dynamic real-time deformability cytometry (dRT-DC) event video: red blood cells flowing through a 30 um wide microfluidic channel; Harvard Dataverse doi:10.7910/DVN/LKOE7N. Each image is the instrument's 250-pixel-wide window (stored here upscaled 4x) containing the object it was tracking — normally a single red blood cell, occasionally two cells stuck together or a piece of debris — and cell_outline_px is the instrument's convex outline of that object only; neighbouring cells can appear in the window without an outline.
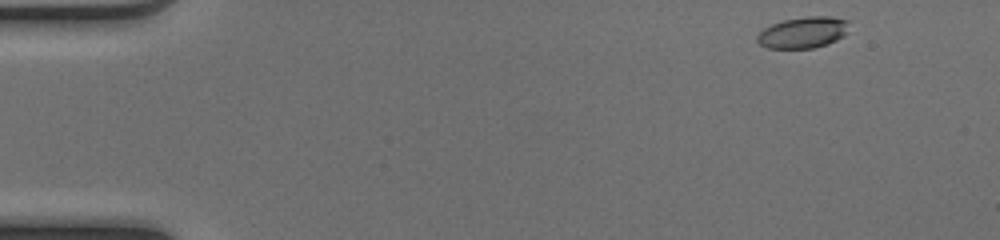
{"species": "common noctule bat (a hibernating species)", "species_latin": "Nyctalus noctula", "temperature_condition": "cold", "stored_images_in_passage": 47, "camera_frame_rate_fps": 3000, "um_per_image_px": 0.085, "animal": {"sex": "female", "body_mass_g": 17.0, "forearm_length_mm": 48.0}, "frame": {"image": 1, "passage_image": 1, "time_ms": 0.0, "image_size_px": [1000, 240], "cell_outline_px": [[848, 32], [844, 36], [828, 44], [812, 48], [768, 48], [760, 44], [756, 40], [756, 36], [764, 28], [772, 24], [784, 20], [808, 16], [832, 16], [848, 20]], "centroid_in_image_um": [68.29, 2.76], "position_along_channel_um": 16.7, "area_um2": 16.82}}
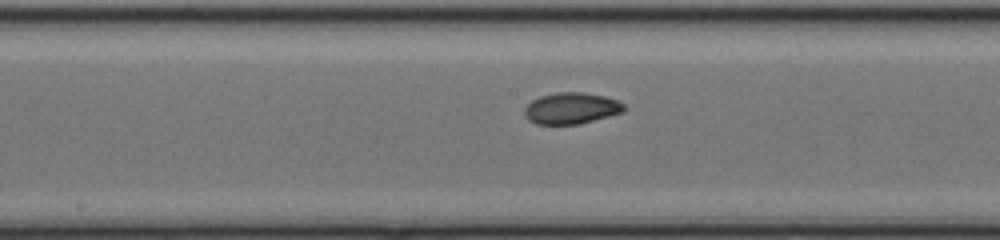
{"frame": {"image": 2, "passage_image": 23, "time_ms": 7.333, "image_size_px": [1000, 240], "cell_outline_px": [[624, 112], [580, 124], [536, 124], [528, 120], [524, 116], [524, 108], [532, 100], [540, 96], [556, 92], [580, 92], [604, 96], [616, 100], [624, 104]], "centroid_in_image_um": [48.53, 9.21], "position_along_channel_um": 199.7, "area_um2": 18.21}}
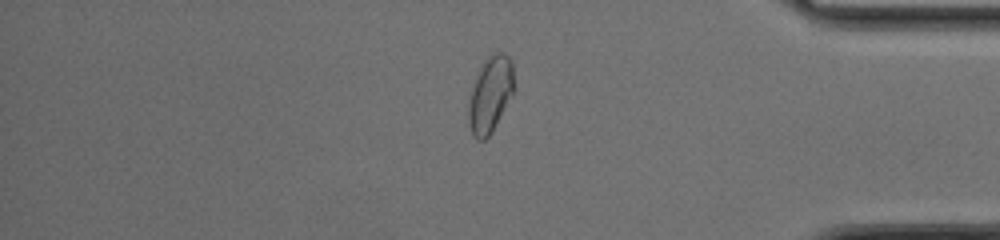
{"frame": {"image": 3, "passage_image": 39, "time_ms": 12.667, "image_size_px": [1000, 240], "cell_outline_px": [[512, 96], [492, 132], [484, 140], [476, 140], [472, 136], [468, 120], [468, 104], [472, 88], [476, 76], [484, 60], [492, 52], [504, 52], [512, 60]], "centroid_in_image_um": [41.65, 8.04], "position_along_channel_um": 393.5, "area_um2": 20.06}, "authors_computed_cell_mechanics": {"area_um2": 18.207, "velocity_mm_per_s": 4.1045, "shape_relaxation_time_tau1_ms": 3.9633, "shape_relaxation_time_tau2_ms": 1.9256, "deformation_change_tau1": 0.1242, "deformation_change_tau2": 0.0537}}